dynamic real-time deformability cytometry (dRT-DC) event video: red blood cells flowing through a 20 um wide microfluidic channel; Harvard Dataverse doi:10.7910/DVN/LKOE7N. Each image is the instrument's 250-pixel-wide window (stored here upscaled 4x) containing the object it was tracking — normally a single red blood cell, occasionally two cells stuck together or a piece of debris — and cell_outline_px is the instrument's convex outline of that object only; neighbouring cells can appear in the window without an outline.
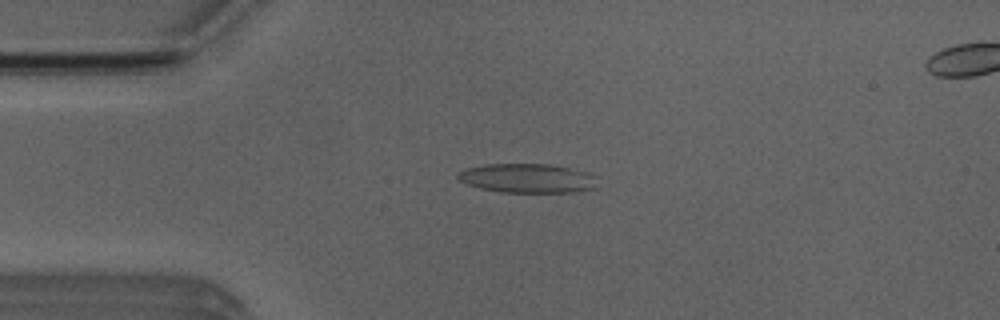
{"species": "Egyptian fruit bat (a non-hibernating species)", "species_latin": "Rousettus aegyptiacus", "temperature_condition": "room temperature", "stored_images_in_passage": 50, "segment_of_instrument_passage": [1, 2], "camera_frame_rate_fps": 3000, "um_per_image_px": 0.085, "animal": {"sex": "male"}, "frame": {"image": 1, "passage_image": 10, "time_ms": 3.0, "image_size_px": [1000, 320], "cell_outline_px": [[596, 188], [572, 192], [500, 192], [480, 188], [468, 184], [460, 180], [456, 176], [464, 168], [484, 164], [552, 164], [588, 172], [596, 176]], "centroid_in_image_um": [44.84, 15.14], "position_along_channel_um": 40.2, "area_um2": 23.81}}
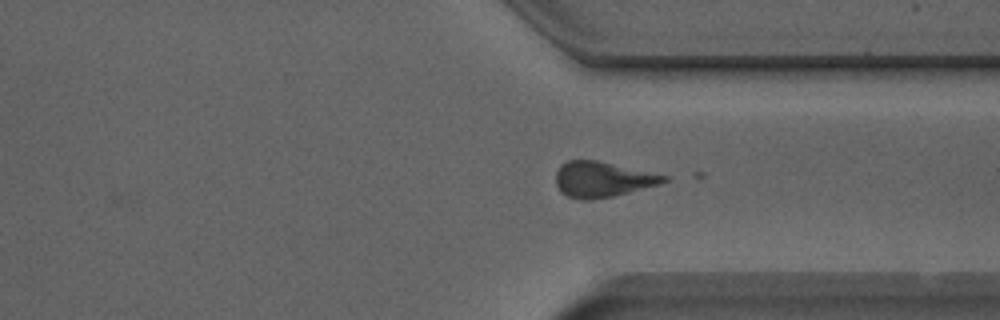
{"frame": {"image": 2, "passage_image": 36, "time_ms": 11.667, "image_size_px": [1000, 320], "cell_outline_px": [[668, 180], [660, 184], [612, 196], [592, 200], [584, 200], [568, 196], [560, 192], [556, 184], [556, 172], [560, 164], [568, 160], [596, 160], [668, 176]], "centroid_in_image_um": [51.17, 15.24], "position_along_channel_um": 360.2, "area_um2": 22.14}}
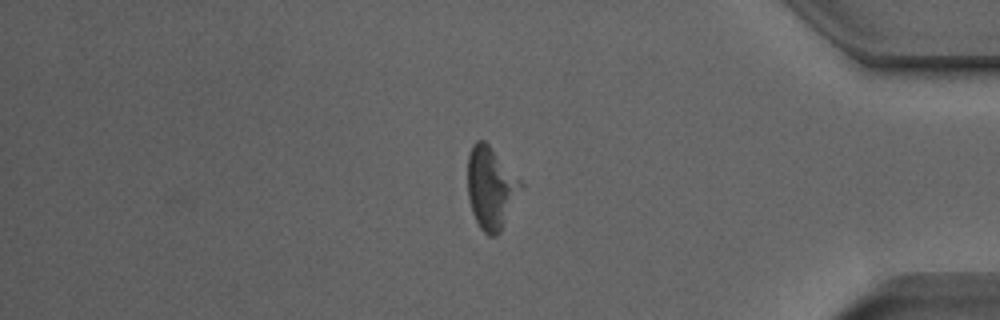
{"frame": {"image": 3, "passage_image": 41, "time_ms": 13.333, "image_size_px": [1000, 320], "cell_outline_px": [[524, 188], [500, 232], [496, 236], [488, 236], [480, 228], [472, 212], [468, 196], [468, 156], [472, 144], [476, 140], [484, 140], [492, 148], [524, 184]], "centroid_in_image_um": [41.75, 15.98], "position_along_channel_um": 393.5, "area_um2": 25.61}}